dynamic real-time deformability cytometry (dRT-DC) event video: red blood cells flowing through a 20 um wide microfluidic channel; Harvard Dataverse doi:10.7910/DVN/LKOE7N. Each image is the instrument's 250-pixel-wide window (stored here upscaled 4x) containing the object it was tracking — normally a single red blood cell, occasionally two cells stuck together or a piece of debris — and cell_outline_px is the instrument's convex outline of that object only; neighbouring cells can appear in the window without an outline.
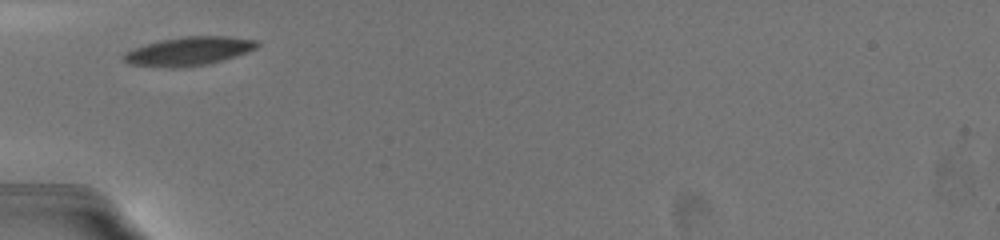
{"species": "common noctule bat (a hibernating species)", "species_latin": "Nyctalus noctula", "temperature_condition": "warm", "stored_images_in_passage": 41, "camera_frame_rate_fps": 3000, "um_per_image_px": 0.085, "animal": {"sex": "female", "body_mass_g": 19.5, "forearm_length_mm": 54.1}, "frame": {"image": 1, "passage_image": 1, "time_ms": 0.0, "image_size_px": [1000, 240], "cell_outline_px": [[260, 44], [256, 48], [236, 56], [224, 60], [208, 64], [176, 68], [172, 68], [128, 64], [120, 56], [124, 52], [132, 48], [160, 40], [184, 36], [228, 36], [256, 40]], "centroid_in_image_um": [16.01, 4.35], "position_along_channel_um": 69.0, "area_um2": 22.43}}
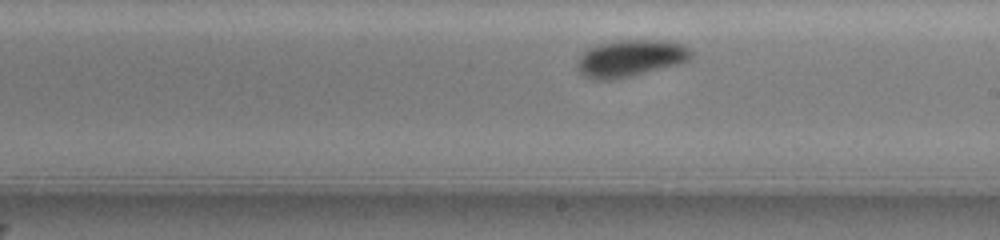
{"frame": {"image": 2, "passage_image": 25, "time_ms": 4.667, "image_size_px": [1000, 240], "cell_outline_px": [[692, 56], [688, 60], [676, 64], [632, 76], [608, 80], [592, 80], [584, 76], [580, 72], [576, 64], [576, 60], [588, 48], [600, 44], [620, 40], [664, 40], [680, 44], [692, 48]], "centroid_in_image_um": [53.56, 4.95], "position_along_channel_um": 235.4, "area_um2": 24.39}}
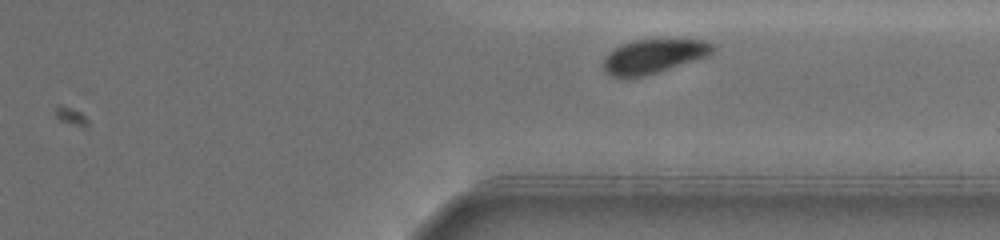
{"frame": {"image": 3, "passage_image": 40, "time_ms": 8.0, "image_size_px": [1000, 240], "cell_outline_px": [[716, 48], [708, 56], [644, 76], [612, 76], [604, 68], [604, 60], [616, 48], [624, 44], [636, 40], [704, 40], [716, 44]], "centroid_in_image_um": [55.65, 4.77], "position_along_channel_um": 355.8, "area_um2": 20.98}, "authors_computed_cell_mechanics": {"area_um2": 23.409, "velocity_mm_per_s": 3.6128, "shape_relaxation_time_tau1_ms": 1.7317, "shape_relaxation_time_tau2_ms": null, "deformation_change_tau1": 0.113, "deformation_change_tau2": null}}